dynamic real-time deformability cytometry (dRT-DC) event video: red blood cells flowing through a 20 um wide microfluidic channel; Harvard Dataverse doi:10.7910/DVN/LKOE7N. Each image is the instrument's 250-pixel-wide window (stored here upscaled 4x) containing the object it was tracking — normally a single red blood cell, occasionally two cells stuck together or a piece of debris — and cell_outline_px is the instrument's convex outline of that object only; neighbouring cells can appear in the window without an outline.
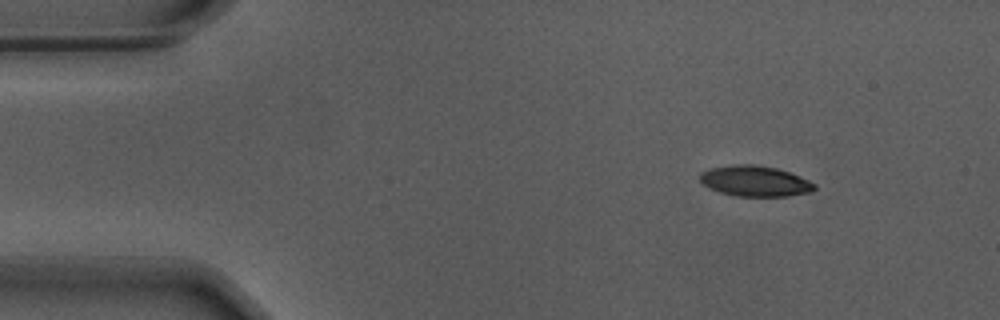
{"species": "Egyptian fruit bat (a non-hibernating species)", "species_latin": "Rousettus aegyptiacus", "temperature_condition": "warm", "stored_images_in_passage": 50, "camera_frame_rate_fps": 3000, "um_per_image_px": 0.085, "animal": {"sex": "male"}, "frame": {"image": 1, "passage_image": 1, "time_ms": 0.0, "image_size_px": [1000, 320], "cell_outline_px": [[816, 188], [812, 192], [788, 196], [736, 196], [720, 192], [708, 188], [700, 180], [700, 172], [708, 168], [732, 164], [756, 164], [776, 168], [788, 172], [808, 180], [816, 184]], "centroid_in_image_um": [64.15, 15.38], "position_along_channel_um": 20.8, "area_um2": 20.58}}
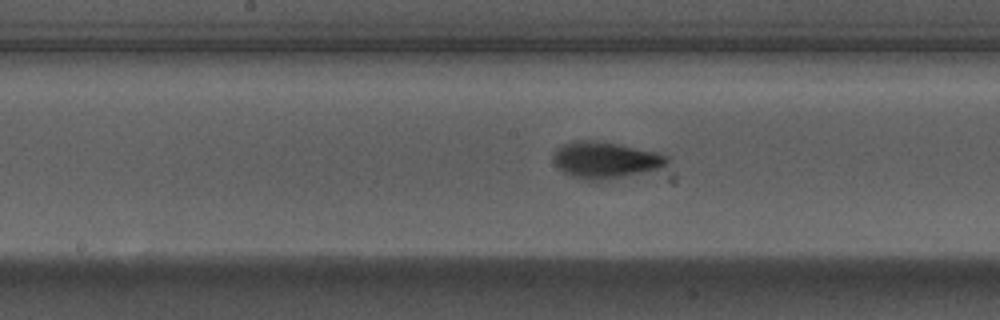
{"frame": {"image": 2, "passage_image": 22, "time_ms": 7.0, "image_size_px": [1000, 320], "cell_outline_px": [[668, 160], [660, 168], [608, 180], [580, 180], [564, 172], [552, 160], [552, 156], [556, 148], [572, 140], [592, 140], [616, 144], [656, 152], [668, 156]], "centroid_in_image_um": [51.39, 13.6], "position_along_channel_um": 196.8, "area_um2": 23.99}}
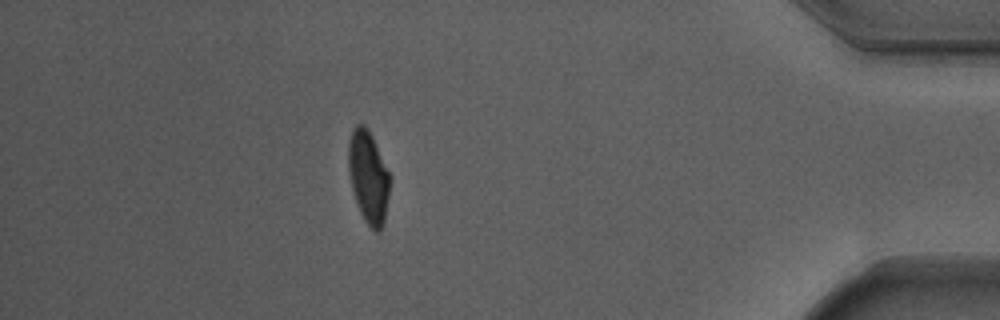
{"frame": {"image": 3, "passage_image": 43, "time_ms": 14.0, "image_size_px": [1000, 320], "cell_outline_px": [[388, 196], [384, 220], [380, 232], [376, 232], [364, 220], [360, 212], [352, 188], [348, 168], [348, 144], [352, 128], [356, 124], [364, 124], [372, 136], [388, 172]], "centroid_in_image_um": [31.27, 15.02], "position_along_channel_um": 403.9, "area_um2": 21.73}, "authors_computed_cell_mechanics": {"area_um2": 22.0507, "velocity_mm_per_s": 3.685, "shape_relaxation_time_tau1_ms": 2.6641, "shape_relaxation_time_tau2_ms": 1.2323, "deformation_change_tau1": 0.1966, "deformation_change_tau2": 0.0792}}